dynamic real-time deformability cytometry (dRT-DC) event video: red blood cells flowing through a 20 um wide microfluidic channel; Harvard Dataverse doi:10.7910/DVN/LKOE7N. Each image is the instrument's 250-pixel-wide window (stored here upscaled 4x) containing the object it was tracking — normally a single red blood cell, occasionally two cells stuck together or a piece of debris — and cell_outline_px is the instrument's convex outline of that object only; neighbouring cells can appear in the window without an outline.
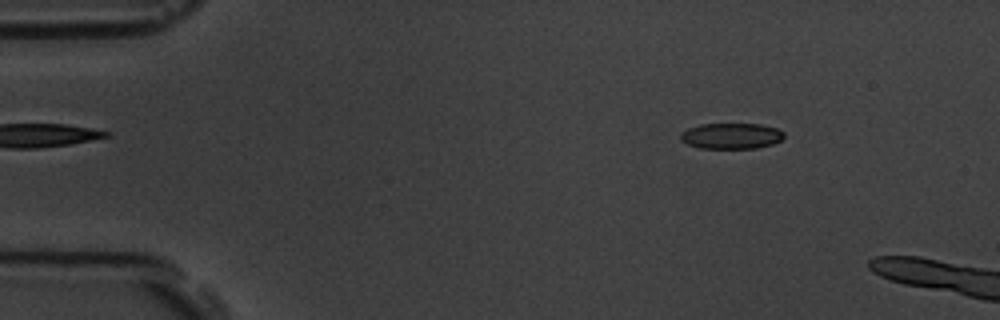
{"species": "common noctule bat (a hibernating species)", "species_latin": "Nyctalus noctula", "temperature_condition": "room temperature", "stored_images_in_passage": 13, "camera_frame_rate_fps": 3000, "um_per_image_px": 0.085, "animal": {"sex": "male", "body_mass_g": 19.5, "forearm_length_mm": 54.6}, "frame": {"image": 1, "passage_image": 8, "time_ms": 2.333, "image_size_px": [1000, 320], "cell_outline_px": [[784, 136], [780, 140], [772, 144], [756, 148], [700, 148], [688, 144], [680, 140], [680, 132], [688, 128], [700, 124], [760, 124], [776, 128], [784, 132]], "centroid_in_image_um": [62.13, 11.55], "position_along_channel_um": 22.9, "area_um2": 15.55}}